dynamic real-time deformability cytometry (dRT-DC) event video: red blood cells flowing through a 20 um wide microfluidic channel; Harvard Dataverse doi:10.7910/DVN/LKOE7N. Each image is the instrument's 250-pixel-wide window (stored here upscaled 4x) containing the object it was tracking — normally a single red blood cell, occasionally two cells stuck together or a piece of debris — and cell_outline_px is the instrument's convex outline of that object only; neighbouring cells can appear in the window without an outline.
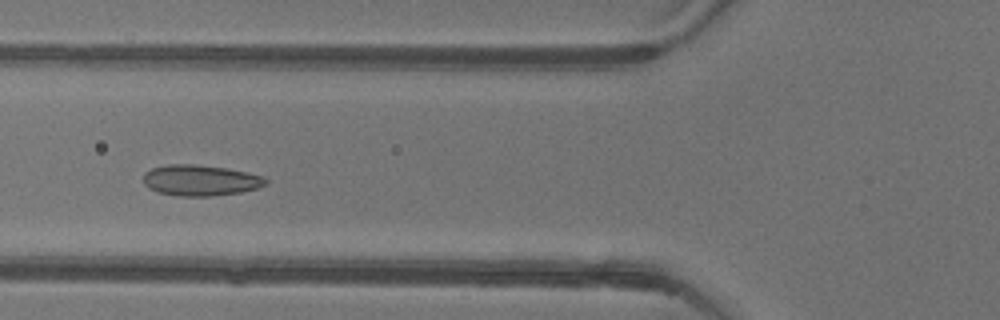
{"species": "common noctule bat (a hibernating species)", "species_latin": "Nyctalus noctula", "temperature_condition": "warm", "stored_images_in_passage": 50, "camera_frame_rate_fps": 3000, "um_per_image_px": 0.085, "animal": {"sex": "female"}, "frame": {"image": 1, "passage_image": 17, "time_ms": 5.333, "image_size_px": [1000, 320], "cell_outline_px": [[268, 184], [256, 188], [240, 192], [212, 196], [180, 196], [160, 192], [148, 188], [144, 184], [144, 172], [152, 168], [168, 164], [196, 164], [224, 168], [248, 172], [264, 176], [268, 180]], "centroid_in_image_um": [17.05, 15.32], "position_along_channel_um": 108.8, "area_um2": 22.02}}
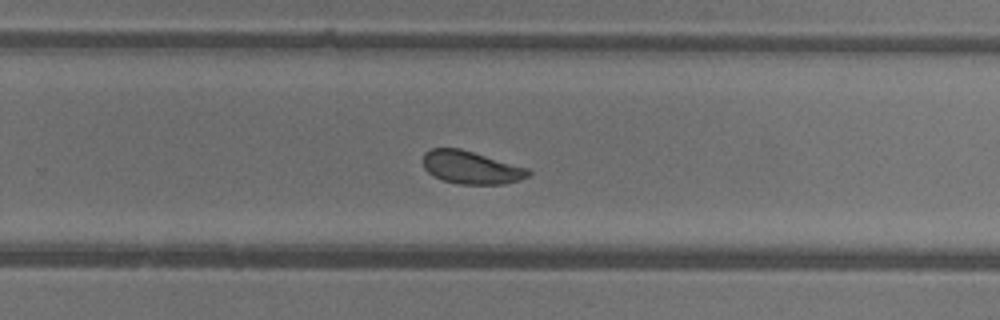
{"frame": {"image": 2, "passage_image": 31, "time_ms": 10.0, "image_size_px": [1000, 320], "cell_outline_px": [[532, 172], [528, 176], [520, 180], [504, 184], [460, 184], [444, 180], [432, 176], [424, 168], [424, 152], [432, 148], [460, 148], [528, 168]], "centroid_in_image_um": [40.05, 14.23], "position_along_channel_um": 289.8, "area_um2": 20.11}}
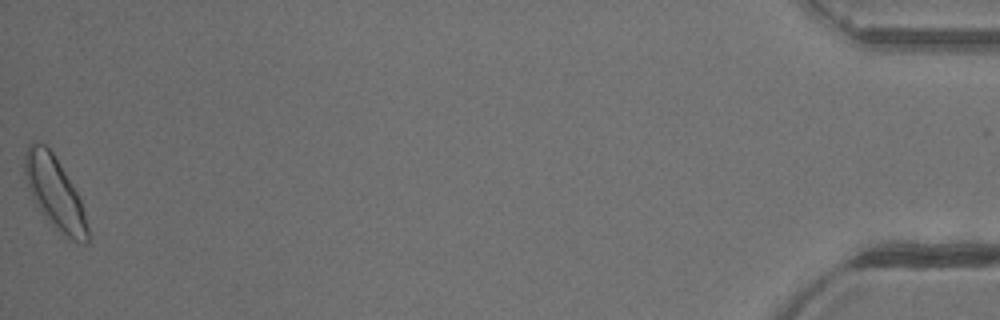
{"frame": {"image": 3, "passage_image": 50, "time_ms": 16.333, "image_size_px": [1000, 320], "cell_outline_px": [[88, 244], [84, 244], [72, 240], [44, 216], [36, 204], [28, 184], [24, 172], [24, 152], [28, 144], [32, 140], [36, 140], [44, 144], [52, 152], [72, 184], [80, 200], [84, 212], [88, 228]], "centroid_in_image_um": [4.64, 16.33], "position_along_channel_um": 430.6, "area_um2": 25.78}, "authors_computed_cell_mechanics": {"area_um2": 21.4727, "velocity_mm_per_s": 3.8801, "shape_relaxation_time_tau1_ms": 3.4706, "shape_relaxation_time_tau2_ms": 1.5939, "deformation_change_tau1": 0.0961, "deformation_change_tau2": 0.0603}}